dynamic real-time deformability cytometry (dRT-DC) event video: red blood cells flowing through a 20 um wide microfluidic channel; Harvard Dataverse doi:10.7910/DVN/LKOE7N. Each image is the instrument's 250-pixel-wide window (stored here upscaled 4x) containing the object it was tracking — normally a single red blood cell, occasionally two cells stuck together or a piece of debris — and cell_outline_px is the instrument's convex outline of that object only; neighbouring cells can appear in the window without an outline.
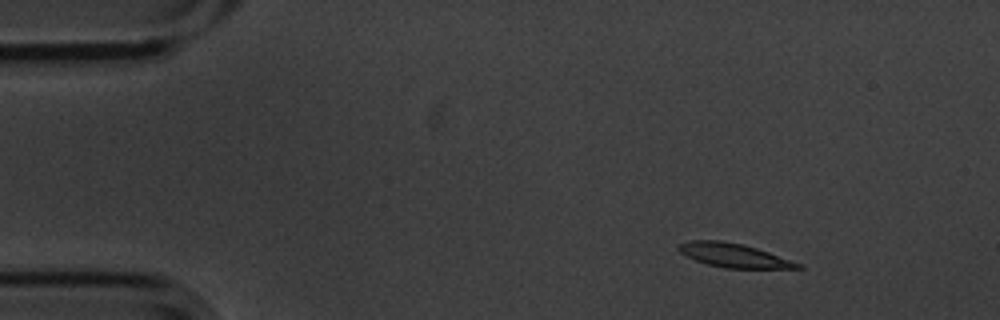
{"species": "common noctule bat (a hibernating species)", "species_latin": "Nyctalus noctula", "temperature_condition": "cold", "stored_images_in_passage": 12, "camera_frame_rate_fps": 3000, "um_per_image_px": 0.085, "animal": {"sex": "male", "body_mass_g": 20.1, "forearm_length_mm": 53.5}, "frame": {"image": 1, "passage_image": 2, "time_ms": 0.333, "image_size_px": [1000, 320], "cell_outline_px": [[804, 268], [724, 268], [708, 264], [696, 260], [680, 252], [676, 248], [676, 244], [688, 240], [720, 240], [744, 244], [804, 264]], "centroid_in_image_um": [62.36, 21.69], "position_along_channel_um": 22.6, "area_um2": 16.65}}
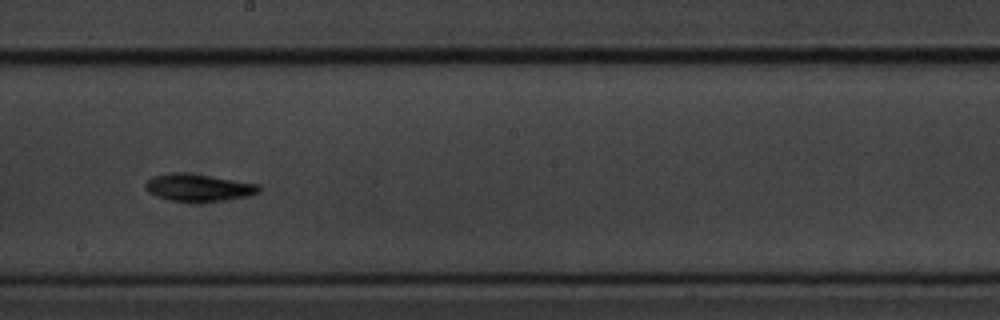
{"frame": {"image": 2, "passage_image": 8, "time_ms": 2.333, "image_size_px": [1000, 320], "cell_outline_px": [[260, 192], [248, 196], [200, 204], [196, 204], [168, 200], [156, 196], [148, 192], [144, 188], [144, 184], [152, 176], [172, 172], [184, 172], [260, 184]], "centroid_in_image_um": [16.83, 15.97], "position_along_channel_um": 231.4, "area_um2": 18.61}}
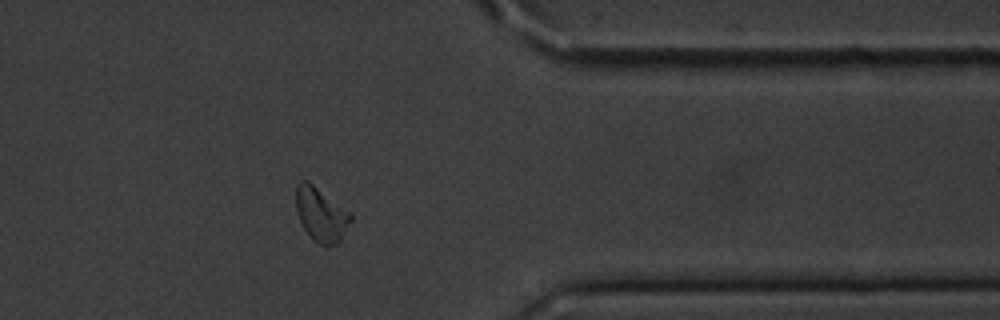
{"frame": {"image": 3, "passage_image": 12, "time_ms": 3.667, "image_size_px": [1000, 320], "cell_outline_px": [[352, 220], [340, 240], [336, 244], [320, 244], [312, 240], [304, 228], [300, 220], [296, 208], [296, 184], [300, 180], [308, 180], [352, 212]], "centroid_in_image_um": [27.3, 18.18], "position_along_channel_um": 384.1, "area_um2": 17.34}}